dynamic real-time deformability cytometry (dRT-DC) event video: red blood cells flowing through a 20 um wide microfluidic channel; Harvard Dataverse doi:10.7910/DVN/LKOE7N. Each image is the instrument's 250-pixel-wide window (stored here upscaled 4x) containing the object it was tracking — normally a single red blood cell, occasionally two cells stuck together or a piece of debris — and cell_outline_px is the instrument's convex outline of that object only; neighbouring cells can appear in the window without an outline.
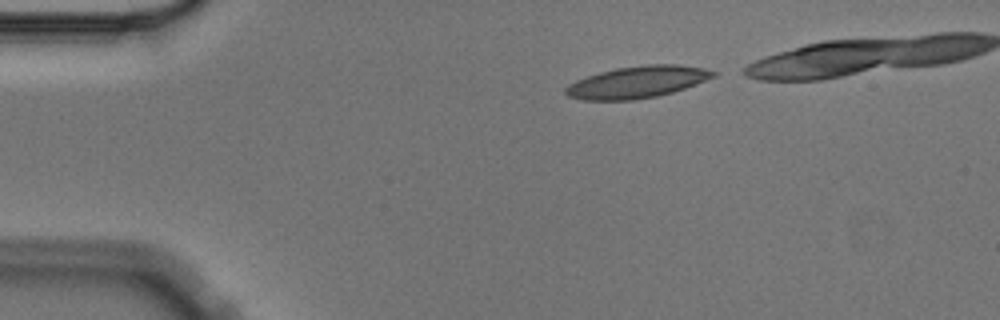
{"species": "Egyptian fruit bat (a non-hibernating species)", "species_latin": "Rousettus aegyptiacus", "temperature_condition": "cold", "stored_images_in_passage": 6, "segment_of_instrument_passage": [1, 2], "camera_frame_rate_fps": 3000, "um_per_image_px": 0.085, "animal": {"sex": "male"}, "frame": {"image": 1, "passage_image": 1, "time_ms": 0.0, "image_size_px": [1000, 320], "cell_outline_px": [[716, 76], [696, 84], [672, 92], [656, 96], [632, 100], [584, 100], [568, 96], [564, 92], [564, 88], [568, 84], [576, 80], [600, 72], [616, 68], [644, 64], [676, 64], [704, 68], [716, 72]], "centroid_in_image_um": [54.15, 6.97], "position_along_channel_um": 30.8, "area_um2": 27.34}}
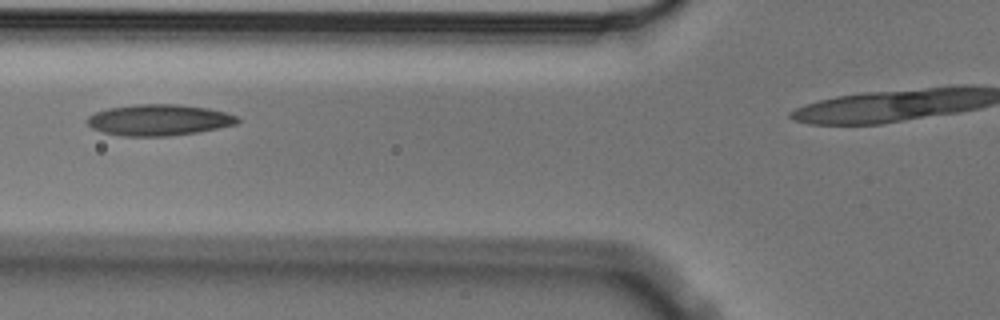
{"frame": {"image": 2, "passage_image": 4, "time_ms": 1.0, "image_size_px": [1000, 320], "cell_outline_px": [[240, 120], [236, 124], [196, 132], [168, 136], [120, 136], [104, 132], [92, 128], [88, 124], [88, 116], [96, 112], [108, 108], [136, 104], [176, 104], [208, 108], [224, 112], [236, 116]], "centroid_in_image_um": [13.49, 10.19], "position_along_channel_um": 112.3, "area_um2": 27.05}}
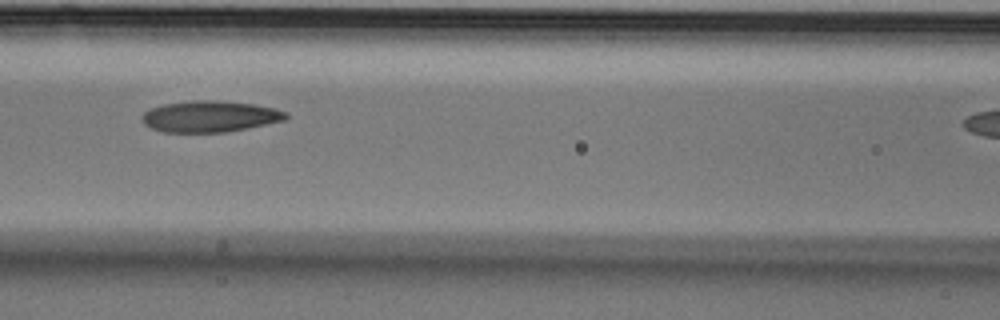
{"frame": {"image": 3, "passage_image": 5, "time_ms": 1.333, "image_size_px": [1000, 320], "cell_outline_px": [[288, 116], [284, 120], [248, 128], [224, 132], [164, 132], [152, 128], [144, 124], [140, 120], [140, 116], [144, 112], [152, 108], [164, 104], [192, 100], [216, 100], [256, 104], [276, 108], [288, 112]], "centroid_in_image_um": [17.84, 9.89], "position_along_channel_um": 148.8, "area_um2": 26.36}}